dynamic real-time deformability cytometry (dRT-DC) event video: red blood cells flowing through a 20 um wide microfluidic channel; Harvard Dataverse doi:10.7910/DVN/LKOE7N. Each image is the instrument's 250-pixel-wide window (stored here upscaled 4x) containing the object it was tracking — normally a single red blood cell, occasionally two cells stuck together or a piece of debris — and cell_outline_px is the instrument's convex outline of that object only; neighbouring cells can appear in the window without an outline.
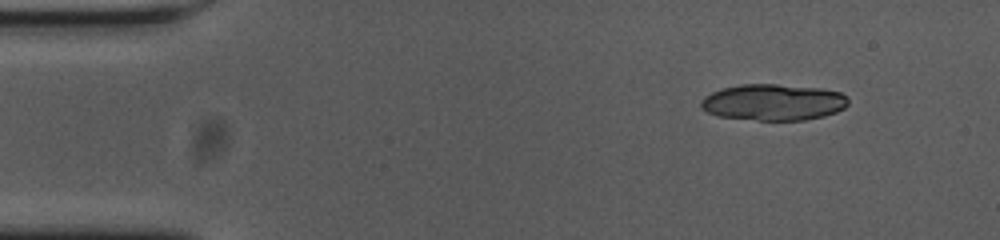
{"species": "common noctule bat (a hibernating species)", "species_latin": "Nyctalus noctula", "temperature_condition": "cold", "stored_images_in_passage": 51, "camera_frame_rate_fps": 3000, "um_per_image_px": 0.085, "animal": {"sex": "female", "body_mass_g": 23.0, "forearm_length_mm": 53.4}, "frame": {"image": 1, "passage_image": 1, "time_ms": 0.0, "image_size_px": [1000, 240], "cell_outline_px": [[848, 104], [844, 108], [836, 112], [824, 116], [804, 120], [756, 120], [720, 116], [708, 112], [700, 108], [700, 100], [704, 96], [712, 92], [724, 88], [740, 84], [776, 84], [820, 88], [840, 92], [848, 96]], "centroid_in_image_um": [65.74, 8.69], "position_along_channel_um": 19.3, "area_um2": 31.27}}
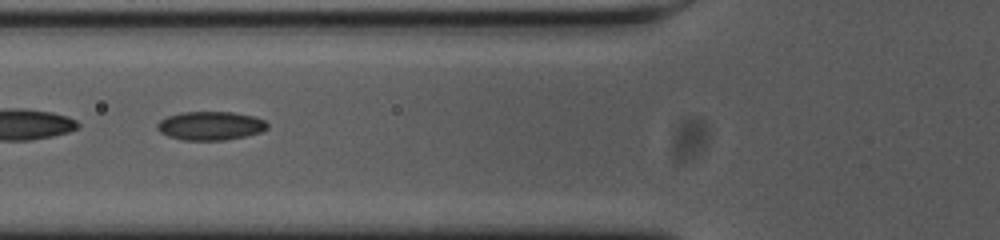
{"frame": {"image": 2, "passage_image": 16, "time_ms": 5.0, "image_size_px": [1000, 240], "cell_outline_px": [[268, 128], [260, 132], [244, 136], [224, 140], [184, 140], [168, 136], [160, 132], [156, 128], [156, 124], [160, 120], [168, 116], [180, 112], [232, 112], [252, 116], [264, 120], [268, 124]], "centroid_in_image_um": [17.86, 10.69], "position_along_channel_um": 107.9, "area_um2": 18.32}}
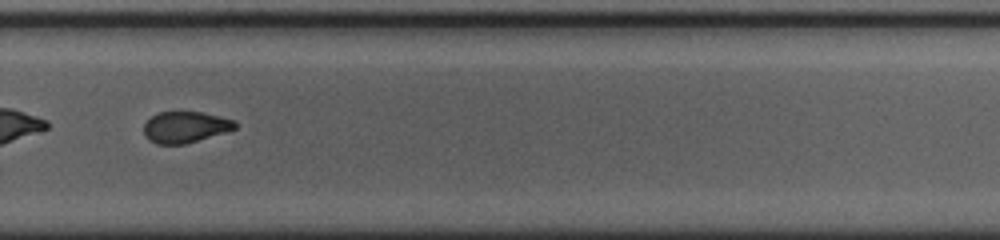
{"frame": {"image": 3, "passage_image": 33, "time_ms": 10.667, "image_size_px": [1000, 240], "cell_outline_px": [[236, 128], [224, 132], [184, 144], [156, 144], [148, 140], [144, 136], [144, 124], [152, 116], [160, 112], [200, 112], [236, 120]], "centroid_in_image_um": [15.71, 10.8], "position_along_channel_um": 314.1, "area_um2": 16.42}, "authors_computed_cell_mechanics": {"area_um2": 17.6868, "velocity_mm_per_s": 3.6442, "shape_relaxation_time_tau1_ms": 10.1353, "shape_relaxation_time_tau2_ms": 2.6915, "deformation_change_tau1": 0.2226, "deformation_change_tau2": 0.0814}}